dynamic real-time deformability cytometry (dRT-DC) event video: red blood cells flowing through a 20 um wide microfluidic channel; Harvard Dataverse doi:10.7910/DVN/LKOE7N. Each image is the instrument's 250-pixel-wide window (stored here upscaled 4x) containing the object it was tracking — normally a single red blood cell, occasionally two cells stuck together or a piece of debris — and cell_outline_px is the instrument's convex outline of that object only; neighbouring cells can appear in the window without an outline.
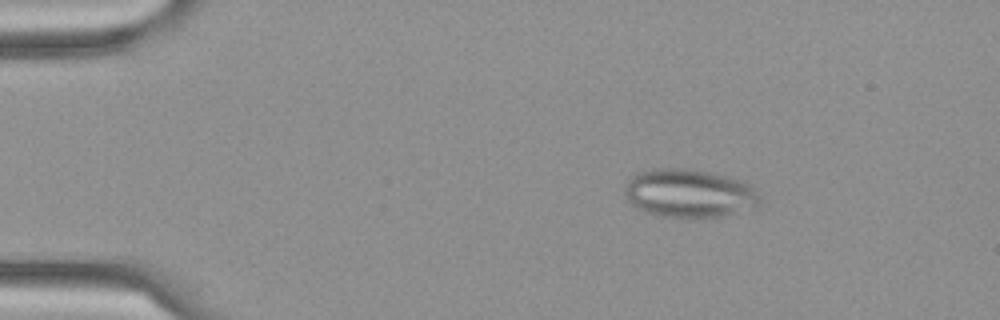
{"species": "Egyptian fruit bat (a non-hibernating species)", "species_latin": "Rousettus aegyptiacus", "temperature_condition": "cold", "stored_images_in_passage": 6, "camera_frame_rate_fps": 3000, "um_per_image_px": 0.085, "frame": {"image": 1, "passage_image": 2, "time_ms": 0.333, "image_size_px": [1000, 320], "cell_outline_px": [[760, 208], [704, 220], [696, 220], [664, 216], [648, 212], [632, 204], [628, 200], [624, 192], [624, 188], [628, 180], [632, 176], [640, 172], [656, 168], [680, 168], [708, 172], [724, 176], [748, 184], [756, 192], [760, 200]], "centroid_in_image_um": [58.61, 16.48], "position_along_channel_um": 26.4, "area_um2": 38.44}}